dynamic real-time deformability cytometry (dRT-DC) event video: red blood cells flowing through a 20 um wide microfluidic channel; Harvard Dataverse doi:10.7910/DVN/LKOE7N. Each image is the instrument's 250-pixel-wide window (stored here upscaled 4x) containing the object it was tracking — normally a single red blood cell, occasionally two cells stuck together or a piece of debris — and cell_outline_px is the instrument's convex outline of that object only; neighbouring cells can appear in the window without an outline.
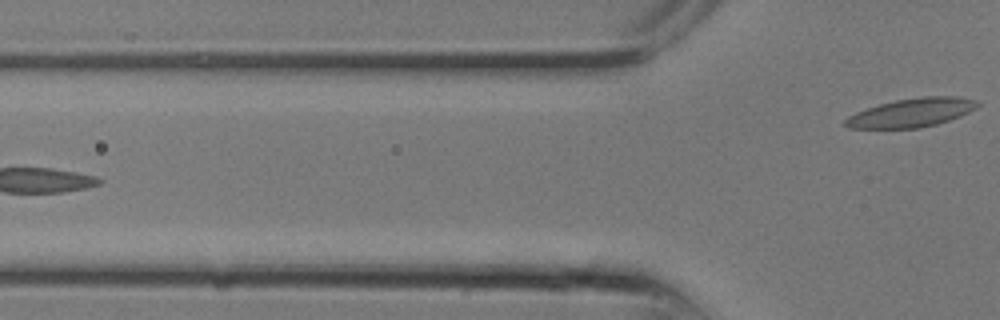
{"species": "common noctule bat (a hibernating species)", "species_latin": "Nyctalus noctula", "temperature_condition": "room temperature", "stored_images_in_passage": 9, "segment_of_instrument_passage": [2, 2], "camera_frame_rate_fps": 3000, "um_per_image_px": 0.085, "animal": {"sex": "male", "body_mass_g": 13.3}, "frame": {"image": 1, "passage_image": 9, "time_ms": 2.667, "image_size_px": [1000, 320], "cell_outline_px": [[980, 104], [976, 108], [960, 116], [936, 124], [920, 128], [848, 128], [844, 124], [844, 120], [848, 116], [856, 112], [880, 104], [896, 100], [924, 96], [960, 96], [976, 100]], "centroid_in_image_um": [77.5, 9.57], "position_along_channel_um": 48.3, "area_um2": 22.02}}